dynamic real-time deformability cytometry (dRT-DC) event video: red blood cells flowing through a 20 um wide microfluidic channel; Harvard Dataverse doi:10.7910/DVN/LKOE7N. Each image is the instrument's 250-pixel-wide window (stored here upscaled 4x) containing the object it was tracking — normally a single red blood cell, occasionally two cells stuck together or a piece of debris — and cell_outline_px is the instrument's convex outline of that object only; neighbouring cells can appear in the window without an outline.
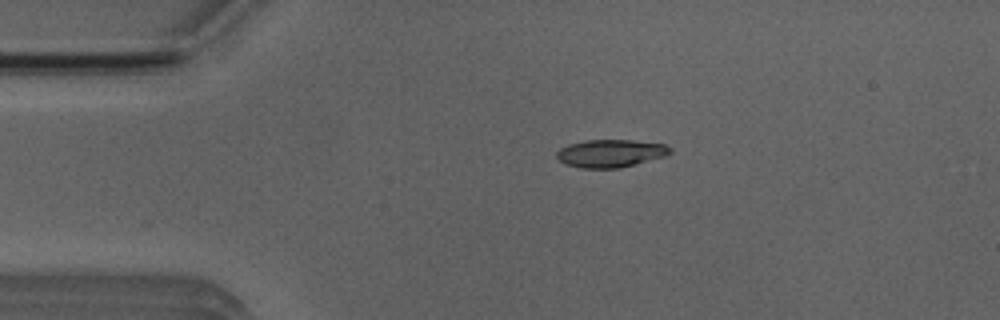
{"species": "Egyptian fruit bat (a non-hibernating species)", "species_latin": "Rousettus aegyptiacus", "temperature_condition": "room temperature", "stored_images_in_passage": 4, "camera_frame_rate_fps": 3000, "um_per_image_px": 0.085, "animal": {"sex": "male"}, "frame": {"image": 1, "passage_image": 2, "time_ms": 2.0, "image_size_px": [1000, 320], "cell_outline_px": [[672, 152], [664, 156], [620, 168], [580, 168], [568, 164], [560, 160], [556, 156], [556, 152], [560, 148], [568, 144], [584, 140], [632, 140], [664, 144], [672, 148]], "centroid_in_image_um": [51.89, 13.02], "position_along_channel_um": 33.1, "area_um2": 18.26}}